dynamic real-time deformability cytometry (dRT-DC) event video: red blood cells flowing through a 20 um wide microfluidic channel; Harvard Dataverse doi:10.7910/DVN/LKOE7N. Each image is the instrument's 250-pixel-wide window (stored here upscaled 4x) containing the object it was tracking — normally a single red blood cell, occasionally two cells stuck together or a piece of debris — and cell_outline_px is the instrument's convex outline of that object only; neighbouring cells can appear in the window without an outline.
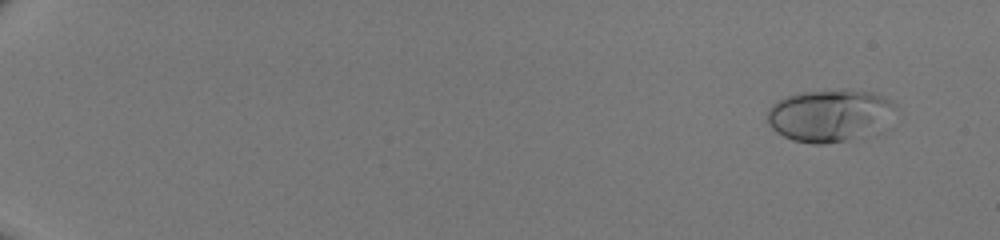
{"species": "human", "species_latin": "Homo sapiens", "temperature_condition": "room temperature", "stored_images_in_passage": 51, "camera_frame_rate_fps": 3000, "um_per_image_px": 0.085, "donor": {"sex": "male"}, "frame": {"image": 1, "passage_image": 5, "time_ms": 1.333, "image_size_px": [1000, 240], "cell_outline_px": [[896, 104], [872, 128], [844, 140], [824, 144], [812, 144], [792, 140], [776, 132], [764, 120], [768, 108], [772, 104], [788, 96], [800, 92], [844, 88], [848, 88], [872, 92], [884, 96], [892, 100]], "centroid_in_image_um": [70.31, 9.75], "position_along_channel_um": 14.7, "area_um2": 37.8}}
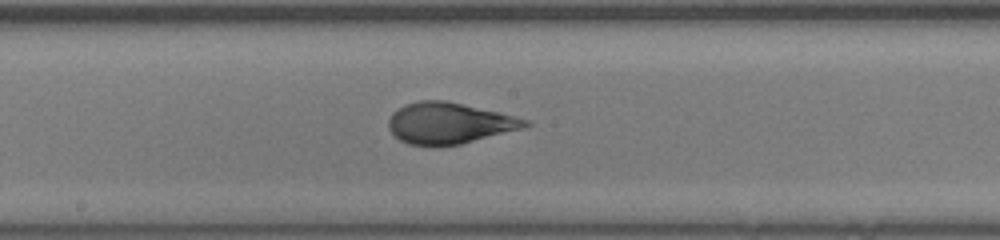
{"frame": {"image": 2, "passage_image": 32, "time_ms": 10.333, "image_size_px": [1000, 240], "cell_outline_px": [[532, 124], [520, 128], [460, 144], [436, 148], [408, 144], [400, 140], [388, 128], [388, 120], [392, 112], [408, 104], [420, 100], [444, 100], [496, 112], [528, 120]], "centroid_in_image_um": [38.1, 10.5], "position_along_channel_um": 210.1, "area_um2": 32.37}}
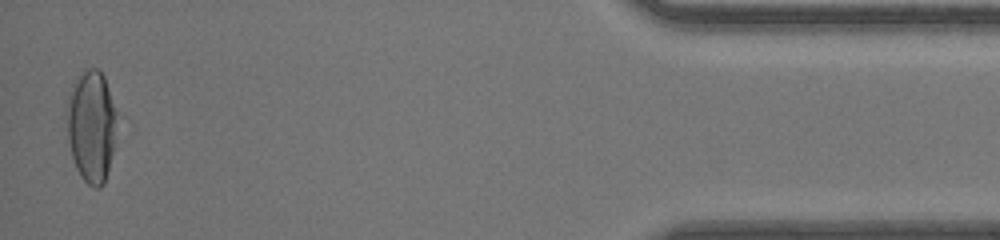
{"frame": {"image": 3, "passage_image": 51, "time_ms": 16.667, "image_size_px": [1000, 240], "cell_outline_px": [[120, 124], [104, 184], [100, 188], [96, 188], [88, 184], [80, 176], [76, 168], [72, 156], [68, 140], [68, 96], [72, 84], [80, 72], [88, 68], [96, 68], [104, 76]], "centroid_in_image_um": [7.8, 10.73], "position_along_channel_um": 427.4, "area_um2": 32.89}}